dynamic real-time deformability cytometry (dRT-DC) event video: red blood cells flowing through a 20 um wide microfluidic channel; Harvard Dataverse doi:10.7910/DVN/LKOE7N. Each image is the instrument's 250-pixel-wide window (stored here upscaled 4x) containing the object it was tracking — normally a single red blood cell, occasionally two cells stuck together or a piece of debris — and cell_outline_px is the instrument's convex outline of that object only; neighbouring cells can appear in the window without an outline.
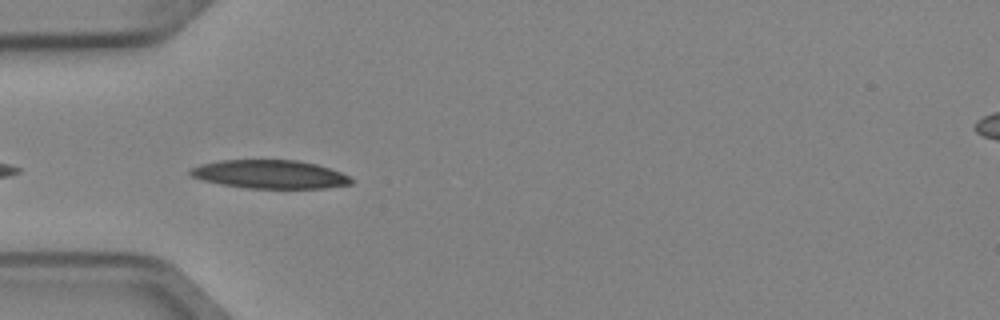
{"species": "Egyptian fruit bat (a non-hibernating species)", "species_latin": "Rousettus aegyptiacus", "temperature_condition": "cold", "stored_images_in_passage": 10, "camera_frame_rate_fps": 3000, "um_per_image_px": 0.085, "animal": {"sex": "female"}, "frame": {"image": 1, "passage_image": 5, "time_ms": 1.333, "image_size_px": [1000, 320], "cell_outline_px": [[352, 184], [324, 188], [248, 188], [220, 184], [204, 180], [192, 176], [188, 172], [192, 168], [200, 164], [220, 160], [296, 160], [316, 164], [340, 172], [348, 176], [352, 180]], "centroid_in_image_um": [22.93, 14.81], "position_along_channel_um": 62.1, "area_um2": 26.47}}
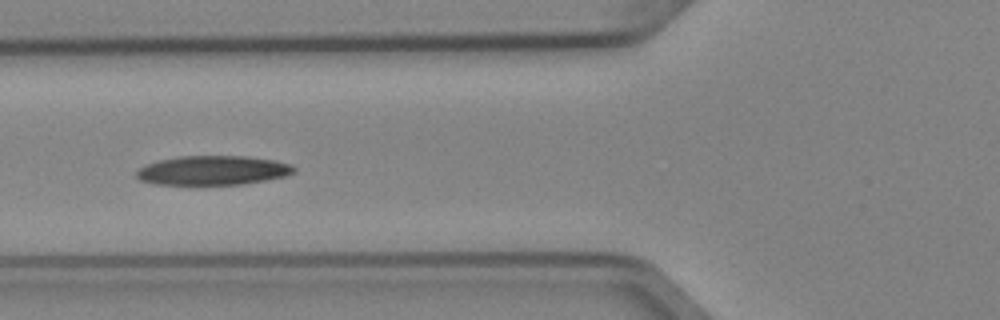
{"frame": {"image": 2, "passage_image": 6, "time_ms": 1.667, "image_size_px": [1000, 320], "cell_outline_px": [[296, 172], [284, 176], [264, 180], [240, 184], [152, 184], [140, 180], [136, 176], [136, 172], [140, 168], [148, 164], [160, 160], [180, 156], [248, 156], [276, 160], [292, 164], [296, 168]], "centroid_in_image_um": [18.12, 14.47], "position_along_channel_um": 107.7, "area_um2": 26.76}}
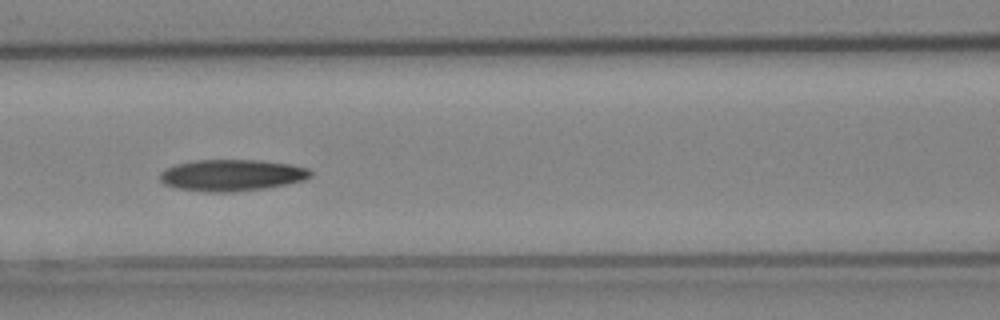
{"frame": {"image": 3, "passage_image": 7, "time_ms": 2.0, "image_size_px": [1000, 320], "cell_outline_px": [[312, 176], [304, 180], [264, 188], [232, 192], [208, 192], [176, 188], [164, 184], [160, 180], [160, 172], [164, 168], [176, 164], [192, 160], [260, 160], [292, 164], [308, 168], [312, 172]], "centroid_in_image_um": [19.68, 14.88], "position_along_channel_um": 146.9, "area_um2": 27.8}}